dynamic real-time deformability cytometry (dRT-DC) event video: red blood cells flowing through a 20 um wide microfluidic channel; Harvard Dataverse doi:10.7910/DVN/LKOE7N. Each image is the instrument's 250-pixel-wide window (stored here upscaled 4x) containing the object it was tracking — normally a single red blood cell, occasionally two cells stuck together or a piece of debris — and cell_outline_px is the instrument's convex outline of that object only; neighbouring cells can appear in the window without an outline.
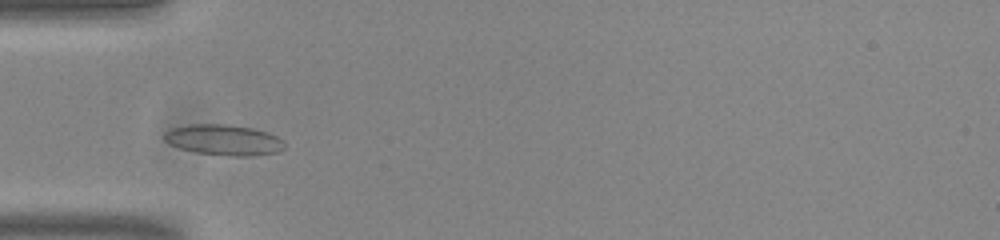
{"species": "common noctule bat (a hibernating species)", "species_latin": "Nyctalus noctula", "temperature_condition": "room temperature", "stored_images_in_passage": 40, "camera_frame_rate_fps": 3000, "um_per_image_px": 0.085, "animal": {"sex": "male", "body_mass_g": 20.0, "forearm_length_mm": 53.3}, "frame": {"image": 1, "passage_image": 3, "time_ms": 0.667, "image_size_px": [1000, 240], "cell_outline_px": [[284, 148], [280, 152], [252, 156], [232, 156], [196, 152], [180, 148], [168, 144], [164, 140], [164, 132], [172, 128], [188, 124], [224, 124], [252, 128], [268, 132], [284, 140]], "centroid_in_image_um": [19.02, 11.89], "position_along_channel_um": 66.0, "area_um2": 21.62}}
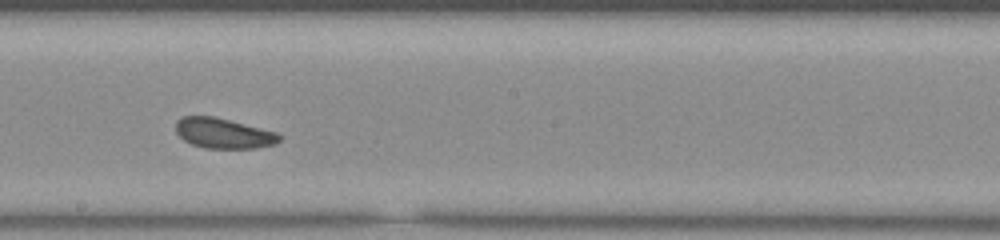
{"frame": {"image": 2, "passage_image": 16, "time_ms": 5.0, "image_size_px": [1000, 240], "cell_outline_px": [[280, 140], [276, 144], [256, 148], [204, 148], [192, 144], [184, 140], [176, 132], [176, 120], [184, 116], [212, 116], [276, 132], [280, 136]], "centroid_in_image_um": [18.97, 11.34], "position_along_channel_um": 229.2, "area_um2": 18.03}}
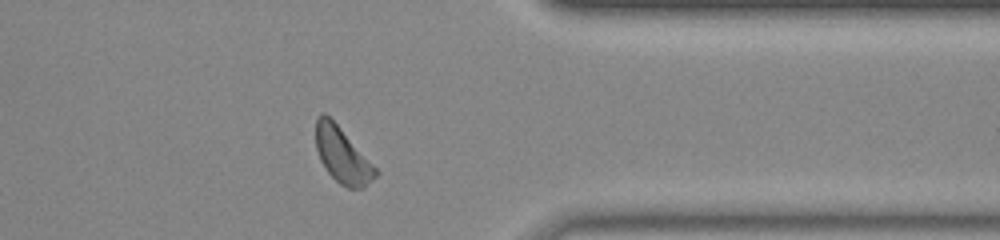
{"frame": {"image": 3, "passage_image": 29, "time_ms": 9.333, "image_size_px": [1000, 240], "cell_outline_px": [[380, 172], [364, 188], [348, 188], [340, 184], [328, 172], [320, 160], [316, 148], [316, 120], [320, 112], [324, 112], [340, 128]], "centroid_in_image_um": [29.09, 13.21], "position_along_channel_um": 382.3, "area_um2": 18.96}, "authors_computed_cell_mechanics": {"area_um2": 18.785, "velocity_mm_per_s": 3.7846, "shape_relaxation_time_tau1_ms": 3.7514, "shape_relaxation_time_tau2_ms": 5.1344, "deformation_change_tau1": 0.0651, "deformation_change_tau2": 0.1006}}